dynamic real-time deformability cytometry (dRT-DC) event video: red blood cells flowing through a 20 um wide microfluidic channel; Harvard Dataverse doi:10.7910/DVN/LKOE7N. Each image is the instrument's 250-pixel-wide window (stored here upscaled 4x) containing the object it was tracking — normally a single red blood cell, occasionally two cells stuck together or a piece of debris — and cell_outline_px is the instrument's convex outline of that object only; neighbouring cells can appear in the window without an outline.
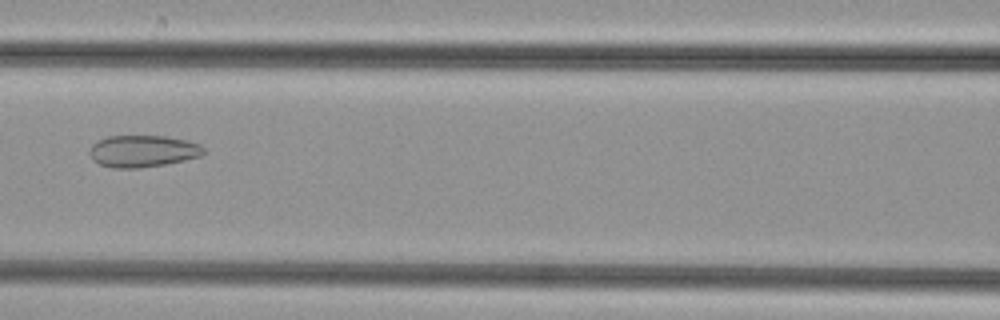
{"species": "common noctule bat (a hibernating species)", "species_latin": "Nyctalus noctula", "temperature_condition": "cold", "stored_images_in_passage": 46, "camera_frame_rate_fps": 3000, "um_per_image_px": 0.085, "animal": {"sex": "female", "body_mass_g": 29.2, "forearm_length_mm": 56.3}, "frame": {"image": 1, "passage_image": 19, "time_ms": 6.0, "image_size_px": [1000, 320], "cell_outline_px": [[204, 152], [200, 156], [184, 160], [164, 164], [140, 168], [112, 168], [100, 164], [92, 160], [88, 152], [92, 144], [108, 136], [164, 136], [188, 140], [200, 144], [204, 148]], "centroid_in_image_um": [12.12, 12.85], "position_along_channel_um": 154.5, "area_um2": 21.21}}
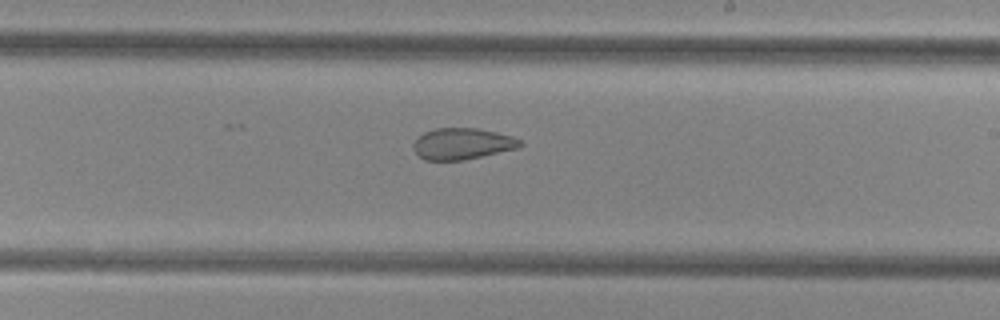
{"frame": {"image": 2, "passage_image": 26, "time_ms": 8.333, "image_size_px": [1000, 320], "cell_outline_px": [[524, 144], [520, 148], [464, 160], [424, 160], [412, 148], [412, 144], [424, 132], [436, 128], [476, 128], [496, 132], [512, 136], [520, 140]], "centroid_in_image_um": [39.32, 12.22], "position_along_channel_um": 249.7, "area_um2": 19.54}}
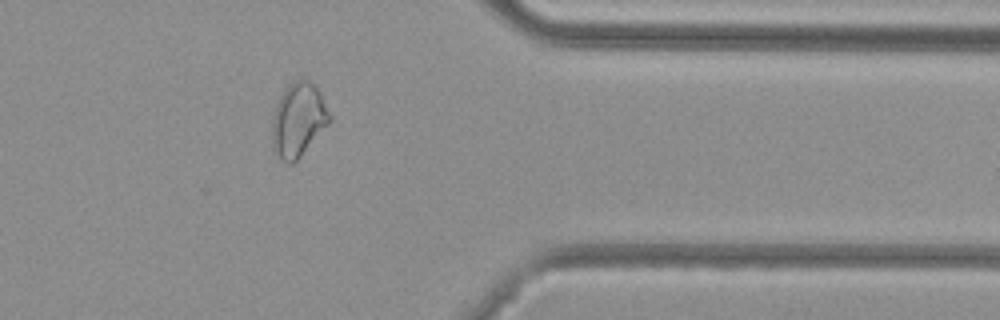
{"frame": {"image": 3, "passage_image": 37, "time_ms": 12.0, "image_size_px": [1000, 320], "cell_outline_px": [[332, 120], [300, 156], [292, 164], [288, 164], [280, 160], [272, 148], [272, 116], [276, 104], [280, 96], [288, 84], [300, 76], [304, 76], [312, 80], [316, 84], [332, 116]], "centroid_in_image_um": [25.36, 10.13], "position_along_channel_um": 386.0, "area_um2": 25.32}}